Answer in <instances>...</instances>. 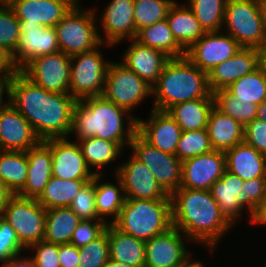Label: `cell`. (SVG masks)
Wrapping results in <instances>:
<instances>
[{"mask_svg": "<svg viewBox=\"0 0 266 267\" xmlns=\"http://www.w3.org/2000/svg\"><path fill=\"white\" fill-rule=\"evenodd\" d=\"M8 98L41 141L70 137L77 101L70 93L48 92L17 71L8 81Z\"/></svg>", "mask_w": 266, "mask_h": 267, "instance_id": "1", "label": "cell"}, {"mask_svg": "<svg viewBox=\"0 0 266 267\" xmlns=\"http://www.w3.org/2000/svg\"><path fill=\"white\" fill-rule=\"evenodd\" d=\"M170 197L172 226L194 245L207 248L209 258L213 259L222 239L232 232L234 226L221 213L210 190L180 187Z\"/></svg>", "mask_w": 266, "mask_h": 267, "instance_id": "2", "label": "cell"}, {"mask_svg": "<svg viewBox=\"0 0 266 267\" xmlns=\"http://www.w3.org/2000/svg\"><path fill=\"white\" fill-rule=\"evenodd\" d=\"M136 133L137 119L103 95L79 99L74 105L69 137L73 141L97 137L128 150Z\"/></svg>", "mask_w": 266, "mask_h": 267, "instance_id": "3", "label": "cell"}, {"mask_svg": "<svg viewBox=\"0 0 266 267\" xmlns=\"http://www.w3.org/2000/svg\"><path fill=\"white\" fill-rule=\"evenodd\" d=\"M211 93L207 73L195 66L186 56L170 58L152 87L153 102L150 109L167 111L173 105L206 98Z\"/></svg>", "mask_w": 266, "mask_h": 267, "instance_id": "4", "label": "cell"}, {"mask_svg": "<svg viewBox=\"0 0 266 267\" xmlns=\"http://www.w3.org/2000/svg\"><path fill=\"white\" fill-rule=\"evenodd\" d=\"M113 225L136 239L149 241L172 227L171 199L126 198Z\"/></svg>", "mask_w": 266, "mask_h": 267, "instance_id": "5", "label": "cell"}, {"mask_svg": "<svg viewBox=\"0 0 266 267\" xmlns=\"http://www.w3.org/2000/svg\"><path fill=\"white\" fill-rule=\"evenodd\" d=\"M79 0L55 25L59 50L69 56L93 50L102 42L94 7Z\"/></svg>", "mask_w": 266, "mask_h": 267, "instance_id": "6", "label": "cell"}, {"mask_svg": "<svg viewBox=\"0 0 266 267\" xmlns=\"http://www.w3.org/2000/svg\"><path fill=\"white\" fill-rule=\"evenodd\" d=\"M222 31L241 47L257 49L266 40V17L261 0H227Z\"/></svg>", "mask_w": 266, "mask_h": 267, "instance_id": "7", "label": "cell"}, {"mask_svg": "<svg viewBox=\"0 0 266 267\" xmlns=\"http://www.w3.org/2000/svg\"><path fill=\"white\" fill-rule=\"evenodd\" d=\"M103 48L111 50L115 46L102 42L93 50L71 56L69 89L76 100L103 95L106 73L112 61L106 58Z\"/></svg>", "mask_w": 266, "mask_h": 267, "instance_id": "8", "label": "cell"}, {"mask_svg": "<svg viewBox=\"0 0 266 267\" xmlns=\"http://www.w3.org/2000/svg\"><path fill=\"white\" fill-rule=\"evenodd\" d=\"M103 96L138 119L139 115L134 111L145 104L147 98H152V87L116 60L108 66Z\"/></svg>", "mask_w": 266, "mask_h": 267, "instance_id": "9", "label": "cell"}, {"mask_svg": "<svg viewBox=\"0 0 266 267\" xmlns=\"http://www.w3.org/2000/svg\"><path fill=\"white\" fill-rule=\"evenodd\" d=\"M47 210L37 199L14 194L2 218L15 230L20 244L27 250L32 244L43 241Z\"/></svg>", "mask_w": 266, "mask_h": 267, "instance_id": "10", "label": "cell"}, {"mask_svg": "<svg viewBox=\"0 0 266 267\" xmlns=\"http://www.w3.org/2000/svg\"><path fill=\"white\" fill-rule=\"evenodd\" d=\"M129 151L145 164L163 190L171 196L182 182V162L176 155L151 146L138 133L129 145Z\"/></svg>", "mask_w": 266, "mask_h": 267, "instance_id": "11", "label": "cell"}, {"mask_svg": "<svg viewBox=\"0 0 266 267\" xmlns=\"http://www.w3.org/2000/svg\"><path fill=\"white\" fill-rule=\"evenodd\" d=\"M71 56L59 51L31 60L20 72L52 93H70Z\"/></svg>", "mask_w": 266, "mask_h": 267, "instance_id": "12", "label": "cell"}, {"mask_svg": "<svg viewBox=\"0 0 266 267\" xmlns=\"http://www.w3.org/2000/svg\"><path fill=\"white\" fill-rule=\"evenodd\" d=\"M104 7L101 13L94 8L101 42L117 47L135 39L134 0H110Z\"/></svg>", "mask_w": 266, "mask_h": 267, "instance_id": "13", "label": "cell"}, {"mask_svg": "<svg viewBox=\"0 0 266 267\" xmlns=\"http://www.w3.org/2000/svg\"><path fill=\"white\" fill-rule=\"evenodd\" d=\"M188 245L194 246L185 234L172 226L146 241L145 267H179L194 254V249L189 250Z\"/></svg>", "mask_w": 266, "mask_h": 267, "instance_id": "14", "label": "cell"}, {"mask_svg": "<svg viewBox=\"0 0 266 267\" xmlns=\"http://www.w3.org/2000/svg\"><path fill=\"white\" fill-rule=\"evenodd\" d=\"M240 48L238 42L222 30L206 32L185 52V56L208 74L218 64L233 57Z\"/></svg>", "mask_w": 266, "mask_h": 267, "instance_id": "15", "label": "cell"}, {"mask_svg": "<svg viewBox=\"0 0 266 267\" xmlns=\"http://www.w3.org/2000/svg\"><path fill=\"white\" fill-rule=\"evenodd\" d=\"M116 175L120 178L126 198L131 199H171L155 179L148 167L128 152Z\"/></svg>", "mask_w": 266, "mask_h": 267, "instance_id": "16", "label": "cell"}, {"mask_svg": "<svg viewBox=\"0 0 266 267\" xmlns=\"http://www.w3.org/2000/svg\"><path fill=\"white\" fill-rule=\"evenodd\" d=\"M52 154V176L64 180H92L93 172L87 166L81 148L70 138H50L43 141Z\"/></svg>", "mask_w": 266, "mask_h": 267, "instance_id": "17", "label": "cell"}, {"mask_svg": "<svg viewBox=\"0 0 266 267\" xmlns=\"http://www.w3.org/2000/svg\"><path fill=\"white\" fill-rule=\"evenodd\" d=\"M20 25L17 48L11 56L13 66L21 71L31 60L59 52L55 27Z\"/></svg>", "mask_w": 266, "mask_h": 267, "instance_id": "18", "label": "cell"}, {"mask_svg": "<svg viewBox=\"0 0 266 267\" xmlns=\"http://www.w3.org/2000/svg\"><path fill=\"white\" fill-rule=\"evenodd\" d=\"M147 118L137 119V133L151 146L172 155L180 140L182 129L166 112L151 109Z\"/></svg>", "mask_w": 266, "mask_h": 267, "instance_id": "19", "label": "cell"}, {"mask_svg": "<svg viewBox=\"0 0 266 267\" xmlns=\"http://www.w3.org/2000/svg\"><path fill=\"white\" fill-rule=\"evenodd\" d=\"M226 170L225 153L212 150L182 161L180 187L210 190L211 185L223 176Z\"/></svg>", "mask_w": 266, "mask_h": 267, "instance_id": "20", "label": "cell"}, {"mask_svg": "<svg viewBox=\"0 0 266 267\" xmlns=\"http://www.w3.org/2000/svg\"><path fill=\"white\" fill-rule=\"evenodd\" d=\"M40 142L30 123L8 102L0 110V150L26 152Z\"/></svg>", "mask_w": 266, "mask_h": 267, "instance_id": "21", "label": "cell"}, {"mask_svg": "<svg viewBox=\"0 0 266 267\" xmlns=\"http://www.w3.org/2000/svg\"><path fill=\"white\" fill-rule=\"evenodd\" d=\"M243 183L244 180L240 177L225 170L223 176L210 188L211 195L219 205L221 213L234 228L238 226L240 220L243 221V216L244 219L249 220L247 224L250 226L254 222V218L244 209Z\"/></svg>", "mask_w": 266, "mask_h": 267, "instance_id": "22", "label": "cell"}, {"mask_svg": "<svg viewBox=\"0 0 266 267\" xmlns=\"http://www.w3.org/2000/svg\"><path fill=\"white\" fill-rule=\"evenodd\" d=\"M79 0H15L10 6L19 24L55 27Z\"/></svg>", "mask_w": 266, "mask_h": 267, "instance_id": "23", "label": "cell"}, {"mask_svg": "<svg viewBox=\"0 0 266 267\" xmlns=\"http://www.w3.org/2000/svg\"><path fill=\"white\" fill-rule=\"evenodd\" d=\"M125 41L129 44L126 50L123 49V54L120 53L119 61L153 87L170 58L162 51L142 45L135 39Z\"/></svg>", "mask_w": 266, "mask_h": 267, "instance_id": "24", "label": "cell"}, {"mask_svg": "<svg viewBox=\"0 0 266 267\" xmlns=\"http://www.w3.org/2000/svg\"><path fill=\"white\" fill-rule=\"evenodd\" d=\"M259 67L258 50L241 47L228 60L218 64L208 73L210 91L215 93L227 89L233 82Z\"/></svg>", "mask_w": 266, "mask_h": 267, "instance_id": "25", "label": "cell"}, {"mask_svg": "<svg viewBox=\"0 0 266 267\" xmlns=\"http://www.w3.org/2000/svg\"><path fill=\"white\" fill-rule=\"evenodd\" d=\"M77 143L87 166L94 175H107L110 174L107 173L110 172L109 170H112L111 175L117 173L121 163L119 159L121 156L124 157V151H126L119 143L97 137L84 138L78 140ZM109 165L112 167L111 169H109Z\"/></svg>", "mask_w": 266, "mask_h": 267, "instance_id": "26", "label": "cell"}, {"mask_svg": "<svg viewBox=\"0 0 266 267\" xmlns=\"http://www.w3.org/2000/svg\"><path fill=\"white\" fill-rule=\"evenodd\" d=\"M28 174L24 187L17 195L38 199L52 177L51 149L41 141L37 146L26 151Z\"/></svg>", "mask_w": 266, "mask_h": 267, "instance_id": "27", "label": "cell"}, {"mask_svg": "<svg viewBox=\"0 0 266 267\" xmlns=\"http://www.w3.org/2000/svg\"><path fill=\"white\" fill-rule=\"evenodd\" d=\"M105 176L108 177L95 175V206L98 218L109 225L118 218L126 196L122 182L116 174L111 175L115 182Z\"/></svg>", "mask_w": 266, "mask_h": 267, "instance_id": "28", "label": "cell"}, {"mask_svg": "<svg viewBox=\"0 0 266 267\" xmlns=\"http://www.w3.org/2000/svg\"><path fill=\"white\" fill-rule=\"evenodd\" d=\"M225 153L226 170L242 180L266 177V156L245 142Z\"/></svg>", "mask_w": 266, "mask_h": 267, "instance_id": "29", "label": "cell"}, {"mask_svg": "<svg viewBox=\"0 0 266 267\" xmlns=\"http://www.w3.org/2000/svg\"><path fill=\"white\" fill-rule=\"evenodd\" d=\"M177 43L187 51L206 32L186 3L176 0L166 18Z\"/></svg>", "mask_w": 266, "mask_h": 267, "instance_id": "30", "label": "cell"}, {"mask_svg": "<svg viewBox=\"0 0 266 267\" xmlns=\"http://www.w3.org/2000/svg\"><path fill=\"white\" fill-rule=\"evenodd\" d=\"M206 129L214 150L225 152L244 142V126L215 107L210 112Z\"/></svg>", "mask_w": 266, "mask_h": 267, "instance_id": "31", "label": "cell"}, {"mask_svg": "<svg viewBox=\"0 0 266 267\" xmlns=\"http://www.w3.org/2000/svg\"><path fill=\"white\" fill-rule=\"evenodd\" d=\"M214 107L213 94L206 98L182 102L166 112L177 122L182 131L206 129L209 115Z\"/></svg>", "mask_w": 266, "mask_h": 267, "instance_id": "32", "label": "cell"}, {"mask_svg": "<svg viewBox=\"0 0 266 267\" xmlns=\"http://www.w3.org/2000/svg\"><path fill=\"white\" fill-rule=\"evenodd\" d=\"M110 258L133 267H145V241L108 225Z\"/></svg>", "mask_w": 266, "mask_h": 267, "instance_id": "33", "label": "cell"}, {"mask_svg": "<svg viewBox=\"0 0 266 267\" xmlns=\"http://www.w3.org/2000/svg\"><path fill=\"white\" fill-rule=\"evenodd\" d=\"M135 40L142 45L162 51L169 58L185 56V50L177 43L167 20L140 29Z\"/></svg>", "mask_w": 266, "mask_h": 267, "instance_id": "34", "label": "cell"}, {"mask_svg": "<svg viewBox=\"0 0 266 267\" xmlns=\"http://www.w3.org/2000/svg\"><path fill=\"white\" fill-rule=\"evenodd\" d=\"M81 219L69 207L47 210L43 240L55 244H69Z\"/></svg>", "mask_w": 266, "mask_h": 267, "instance_id": "35", "label": "cell"}, {"mask_svg": "<svg viewBox=\"0 0 266 267\" xmlns=\"http://www.w3.org/2000/svg\"><path fill=\"white\" fill-rule=\"evenodd\" d=\"M90 180H64L52 176L37 201L46 209L69 207L73 198Z\"/></svg>", "mask_w": 266, "mask_h": 267, "instance_id": "36", "label": "cell"}, {"mask_svg": "<svg viewBox=\"0 0 266 267\" xmlns=\"http://www.w3.org/2000/svg\"><path fill=\"white\" fill-rule=\"evenodd\" d=\"M28 159L24 151L0 150V180L17 194L25 185Z\"/></svg>", "mask_w": 266, "mask_h": 267, "instance_id": "37", "label": "cell"}, {"mask_svg": "<svg viewBox=\"0 0 266 267\" xmlns=\"http://www.w3.org/2000/svg\"><path fill=\"white\" fill-rule=\"evenodd\" d=\"M226 90L240 101L259 105L266 100V74L258 67L233 82Z\"/></svg>", "mask_w": 266, "mask_h": 267, "instance_id": "38", "label": "cell"}, {"mask_svg": "<svg viewBox=\"0 0 266 267\" xmlns=\"http://www.w3.org/2000/svg\"><path fill=\"white\" fill-rule=\"evenodd\" d=\"M205 32H218L223 28L227 0H185Z\"/></svg>", "mask_w": 266, "mask_h": 267, "instance_id": "39", "label": "cell"}, {"mask_svg": "<svg viewBox=\"0 0 266 267\" xmlns=\"http://www.w3.org/2000/svg\"><path fill=\"white\" fill-rule=\"evenodd\" d=\"M213 94L214 107L221 113L231 116L243 126L256 118L258 105L240 101L226 89Z\"/></svg>", "mask_w": 266, "mask_h": 267, "instance_id": "40", "label": "cell"}, {"mask_svg": "<svg viewBox=\"0 0 266 267\" xmlns=\"http://www.w3.org/2000/svg\"><path fill=\"white\" fill-rule=\"evenodd\" d=\"M176 0H134V24L137 32L156 22L165 20Z\"/></svg>", "mask_w": 266, "mask_h": 267, "instance_id": "41", "label": "cell"}, {"mask_svg": "<svg viewBox=\"0 0 266 267\" xmlns=\"http://www.w3.org/2000/svg\"><path fill=\"white\" fill-rule=\"evenodd\" d=\"M214 150L207 129L182 131L176 148V156L182 162L186 159Z\"/></svg>", "mask_w": 266, "mask_h": 267, "instance_id": "42", "label": "cell"}, {"mask_svg": "<svg viewBox=\"0 0 266 267\" xmlns=\"http://www.w3.org/2000/svg\"><path fill=\"white\" fill-rule=\"evenodd\" d=\"M20 25L10 5L0 4V48L12 56L20 37Z\"/></svg>", "mask_w": 266, "mask_h": 267, "instance_id": "43", "label": "cell"}, {"mask_svg": "<svg viewBox=\"0 0 266 267\" xmlns=\"http://www.w3.org/2000/svg\"><path fill=\"white\" fill-rule=\"evenodd\" d=\"M109 258L108 227L100 237L79 248V267H104Z\"/></svg>", "mask_w": 266, "mask_h": 267, "instance_id": "44", "label": "cell"}, {"mask_svg": "<svg viewBox=\"0 0 266 267\" xmlns=\"http://www.w3.org/2000/svg\"><path fill=\"white\" fill-rule=\"evenodd\" d=\"M69 208L81 219H99L95 206V175L75 195Z\"/></svg>", "mask_w": 266, "mask_h": 267, "instance_id": "45", "label": "cell"}, {"mask_svg": "<svg viewBox=\"0 0 266 267\" xmlns=\"http://www.w3.org/2000/svg\"><path fill=\"white\" fill-rule=\"evenodd\" d=\"M244 209L255 218L266 200V177L244 180Z\"/></svg>", "mask_w": 266, "mask_h": 267, "instance_id": "46", "label": "cell"}, {"mask_svg": "<svg viewBox=\"0 0 266 267\" xmlns=\"http://www.w3.org/2000/svg\"><path fill=\"white\" fill-rule=\"evenodd\" d=\"M107 227L108 224L101 219L81 220L72 234L70 244L83 247L100 237Z\"/></svg>", "mask_w": 266, "mask_h": 267, "instance_id": "47", "label": "cell"}, {"mask_svg": "<svg viewBox=\"0 0 266 267\" xmlns=\"http://www.w3.org/2000/svg\"><path fill=\"white\" fill-rule=\"evenodd\" d=\"M26 251L20 244L15 230L0 217V262L9 261L13 256Z\"/></svg>", "mask_w": 266, "mask_h": 267, "instance_id": "48", "label": "cell"}, {"mask_svg": "<svg viewBox=\"0 0 266 267\" xmlns=\"http://www.w3.org/2000/svg\"><path fill=\"white\" fill-rule=\"evenodd\" d=\"M38 267H60L59 244L39 241L27 250ZM32 253V254H31Z\"/></svg>", "mask_w": 266, "mask_h": 267, "instance_id": "49", "label": "cell"}, {"mask_svg": "<svg viewBox=\"0 0 266 267\" xmlns=\"http://www.w3.org/2000/svg\"><path fill=\"white\" fill-rule=\"evenodd\" d=\"M244 142L266 156V122L255 118L246 124Z\"/></svg>", "mask_w": 266, "mask_h": 267, "instance_id": "50", "label": "cell"}, {"mask_svg": "<svg viewBox=\"0 0 266 267\" xmlns=\"http://www.w3.org/2000/svg\"><path fill=\"white\" fill-rule=\"evenodd\" d=\"M60 267H79V248L72 244H59Z\"/></svg>", "mask_w": 266, "mask_h": 267, "instance_id": "51", "label": "cell"}, {"mask_svg": "<svg viewBox=\"0 0 266 267\" xmlns=\"http://www.w3.org/2000/svg\"><path fill=\"white\" fill-rule=\"evenodd\" d=\"M16 72L11 56L0 48V79L9 80Z\"/></svg>", "mask_w": 266, "mask_h": 267, "instance_id": "52", "label": "cell"}, {"mask_svg": "<svg viewBox=\"0 0 266 267\" xmlns=\"http://www.w3.org/2000/svg\"><path fill=\"white\" fill-rule=\"evenodd\" d=\"M14 193L0 180V217H2L10 198Z\"/></svg>", "mask_w": 266, "mask_h": 267, "instance_id": "53", "label": "cell"}, {"mask_svg": "<svg viewBox=\"0 0 266 267\" xmlns=\"http://www.w3.org/2000/svg\"><path fill=\"white\" fill-rule=\"evenodd\" d=\"M10 260L14 263L15 267H32L34 264L32 256L27 251L13 256Z\"/></svg>", "mask_w": 266, "mask_h": 267, "instance_id": "54", "label": "cell"}, {"mask_svg": "<svg viewBox=\"0 0 266 267\" xmlns=\"http://www.w3.org/2000/svg\"><path fill=\"white\" fill-rule=\"evenodd\" d=\"M8 81L9 80L0 79V110L9 102Z\"/></svg>", "mask_w": 266, "mask_h": 267, "instance_id": "55", "label": "cell"}, {"mask_svg": "<svg viewBox=\"0 0 266 267\" xmlns=\"http://www.w3.org/2000/svg\"><path fill=\"white\" fill-rule=\"evenodd\" d=\"M259 55V67L266 74V40L257 48Z\"/></svg>", "mask_w": 266, "mask_h": 267, "instance_id": "56", "label": "cell"}, {"mask_svg": "<svg viewBox=\"0 0 266 267\" xmlns=\"http://www.w3.org/2000/svg\"><path fill=\"white\" fill-rule=\"evenodd\" d=\"M261 226L266 228V200L263 204V206L260 208L259 213L257 216L254 218L253 226Z\"/></svg>", "mask_w": 266, "mask_h": 267, "instance_id": "57", "label": "cell"}, {"mask_svg": "<svg viewBox=\"0 0 266 267\" xmlns=\"http://www.w3.org/2000/svg\"><path fill=\"white\" fill-rule=\"evenodd\" d=\"M206 264V265H205ZM208 263H204V260L196 259L195 254L193 257H189L183 264L179 267H207Z\"/></svg>", "mask_w": 266, "mask_h": 267, "instance_id": "58", "label": "cell"}, {"mask_svg": "<svg viewBox=\"0 0 266 267\" xmlns=\"http://www.w3.org/2000/svg\"><path fill=\"white\" fill-rule=\"evenodd\" d=\"M256 119L266 122V100L258 105Z\"/></svg>", "mask_w": 266, "mask_h": 267, "instance_id": "59", "label": "cell"}, {"mask_svg": "<svg viewBox=\"0 0 266 267\" xmlns=\"http://www.w3.org/2000/svg\"><path fill=\"white\" fill-rule=\"evenodd\" d=\"M104 267H133V266H130L125 263H120L109 258V260L107 261V264Z\"/></svg>", "mask_w": 266, "mask_h": 267, "instance_id": "60", "label": "cell"}, {"mask_svg": "<svg viewBox=\"0 0 266 267\" xmlns=\"http://www.w3.org/2000/svg\"><path fill=\"white\" fill-rule=\"evenodd\" d=\"M0 267H15L14 263L9 260V261H4V262H0Z\"/></svg>", "mask_w": 266, "mask_h": 267, "instance_id": "61", "label": "cell"}, {"mask_svg": "<svg viewBox=\"0 0 266 267\" xmlns=\"http://www.w3.org/2000/svg\"><path fill=\"white\" fill-rule=\"evenodd\" d=\"M15 0H0L1 5H11Z\"/></svg>", "mask_w": 266, "mask_h": 267, "instance_id": "62", "label": "cell"}, {"mask_svg": "<svg viewBox=\"0 0 266 267\" xmlns=\"http://www.w3.org/2000/svg\"><path fill=\"white\" fill-rule=\"evenodd\" d=\"M261 2H262L265 17H266V0H261Z\"/></svg>", "mask_w": 266, "mask_h": 267, "instance_id": "63", "label": "cell"}]
</instances>
